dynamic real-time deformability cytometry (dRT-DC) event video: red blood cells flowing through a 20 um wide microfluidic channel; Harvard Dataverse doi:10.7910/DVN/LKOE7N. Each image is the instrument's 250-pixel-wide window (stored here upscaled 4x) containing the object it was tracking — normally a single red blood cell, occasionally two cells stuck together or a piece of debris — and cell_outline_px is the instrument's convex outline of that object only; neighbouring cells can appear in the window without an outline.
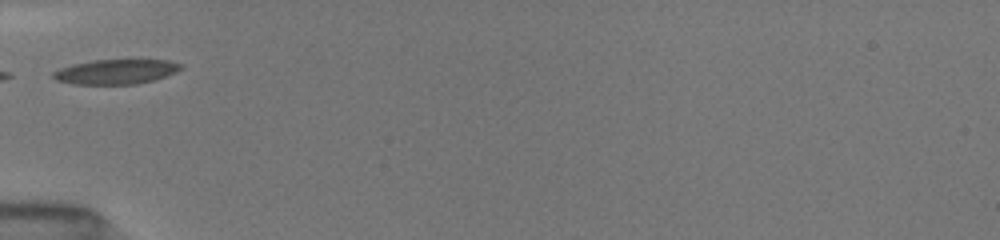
{"species": "common noctule bat (a hibernating species)", "species_latin": "Nyctalus noctula", "temperature_condition": "room temperature", "stored_images_in_passage": 10, "camera_frame_rate_fps": 3000, "um_per_image_px": 0.085, "animal": {"sex": "female", "body_mass_g": 19.5, "forearm_length_mm": 54.1}, "frame": {"image": 1, "passage_image": 1, "time_ms": 0.0, "image_size_px": [1000, 240], "cell_outline_px": [[184, 68], [176, 72], [156, 80], [136, 84], [72, 84], [56, 80], [52, 76], [52, 72], [60, 68], [72, 64], [96, 60], [168, 60], [184, 64]], "centroid_in_image_um": [9.89, 6.1], "position_along_channel_um": 75.1, "area_um2": 18.55}}